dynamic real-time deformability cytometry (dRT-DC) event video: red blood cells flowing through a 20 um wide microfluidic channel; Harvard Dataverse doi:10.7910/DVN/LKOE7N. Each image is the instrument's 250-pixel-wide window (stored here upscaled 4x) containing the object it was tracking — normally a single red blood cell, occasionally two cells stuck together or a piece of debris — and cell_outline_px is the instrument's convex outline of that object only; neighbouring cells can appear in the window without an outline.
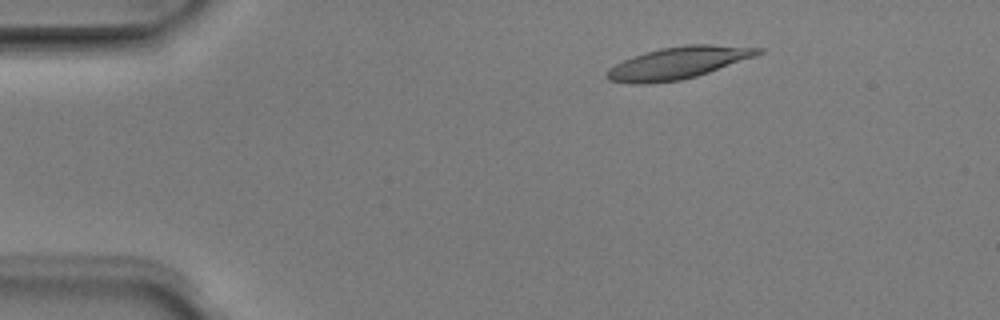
{"species": "Egyptian fruit bat (a non-hibernating species)", "species_latin": "Rousettus aegyptiacus", "temperature_condition": "room temperature", "stored_images_in_passage": 4, "camera_frame_rate_fps": 3000, "um_per_image_px": 0.085, "animal": {"sex": "male"}, "frame": {"image": 1, "passage_image": 2, "time_ms": 0.333, "image_size_px": [1000, 320], "cell_outline_px": [[764, 52], [756, 56], [696, 76], [680, 80], [648, 84], [632, 84], [608, 80], [604, 76], [604, 72], [608, 68], [624, 60], [644, 52], [660, 48], [684, 44], [712, 44], [764, 48]], "centroid_in_image_um": [57.62, 5.34], "position_along_channel_um": 27.4, "area_um2": 28.44}}
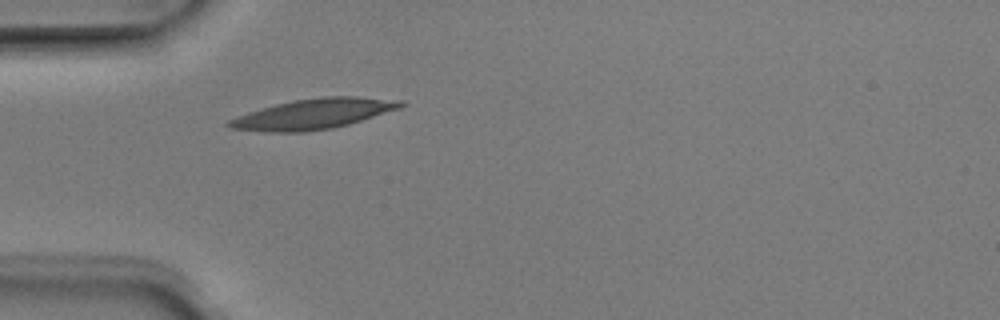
{"frame": {"image": 2, "passage_image": 4, "time_ms": 1.0, "image_size_px": [1000, 320], "cell_outline_px": [[408, 104], [400, 108], [348, 124], [332, 128], [304, 132], [268, 132], [228, 128], [224, 124], [228, 120], [236, 116], [260, 108], [276, 104], [296, 100], [324, 96], [356, 96], [404, 100]], "centroid_in_image_um": [26.64, 9.68], "position_along_channel_um": 58.4, "area_um2": 30.4}}